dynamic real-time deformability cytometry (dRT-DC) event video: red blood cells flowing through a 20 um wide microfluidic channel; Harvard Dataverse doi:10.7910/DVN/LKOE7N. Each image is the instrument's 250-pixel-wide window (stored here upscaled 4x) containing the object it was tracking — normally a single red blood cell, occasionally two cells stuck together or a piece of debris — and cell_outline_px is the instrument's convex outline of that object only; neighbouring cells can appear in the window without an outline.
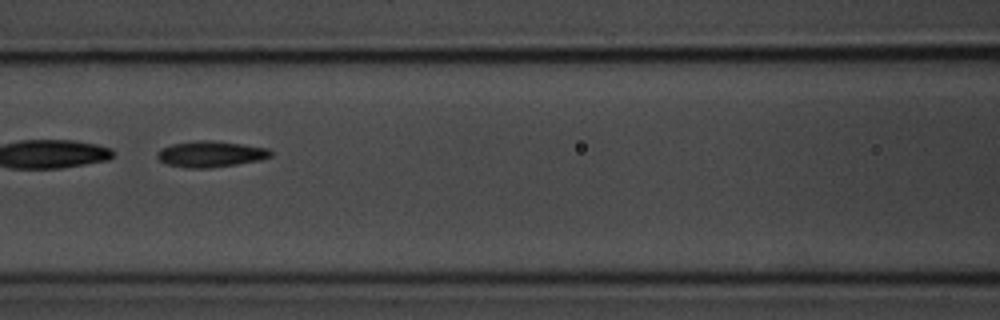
{"species": "common noctule bat (a hibernating species)", "species_latin": "Nyctalus noctula", "temperature_condition": "room temperature", "stored_images_in_passage": 43, "camera_frame_rate_fps": 3000, "um_per_image_px": 0.085, "animal": {"sex": "male", "body_mass_g": 20.1, "forearm_length_mm": 53.5}, "frame": {"image": 1, "passage_image": 13, "time_ms": 4.0, "image_size_px": [1000, 320], "cell_outline_px": [[272, 156], [260, 160], [236, 164], [208, 168], [188, 168], [168, 164], [160, 160], [156, 156], [156, 152], [160, 148], [172, 144], [196, 140], [212, 140], [244, 144], [268, 148], [272, 152]], "centroid_in_image_um": [17.9, 13.08], "position_along_channel_um": 148.7, "area_um2": 17.28}, "authors_computed_cell_mechanics": {"area_um2": 17.2822, "velocity_mm_per_s": 3.7066, "shape_relaxation_time_tau1_ms": 4.1539, "shape_relaxation_time_tau2_ms": 3.5162, "deformation_change_tau1": 0.1324, "deformation_change_tau2": 0.1049}}